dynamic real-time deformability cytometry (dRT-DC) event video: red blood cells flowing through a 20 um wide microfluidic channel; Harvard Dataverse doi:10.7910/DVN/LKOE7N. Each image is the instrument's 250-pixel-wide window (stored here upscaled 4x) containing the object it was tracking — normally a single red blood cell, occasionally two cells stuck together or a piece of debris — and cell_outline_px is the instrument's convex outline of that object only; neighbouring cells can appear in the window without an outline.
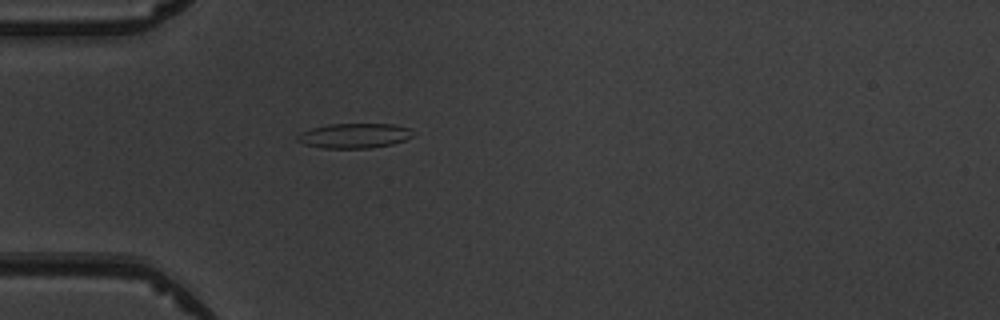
{"species": "common noctule bat (a hibernating species)", "species_latin": "Nyctalus noctula", "temperature_condition": "warm", "stored_images_in_passage": 2, "camera_frame_rate_fps": 3000, "um_per_image_px": 0.085, "animal": {"sex": "male", "body_mass_g": 19.5, "forearm_length_mm": 54.6}, "frame": {"image": 1, "passage_image": 2, "time_ms": 1.0, "image_size_px": [1000, 320], "cell_outline_px": [[412, 136], [404, 140], [392, 144], [372, 148], [324, 148], [304, 144], [296, 140], [296, 136], [300, 132], [312, 128], [328, 124], [392, 124], [408, 128]], "centroid_in_image_um": [30.06, 11.54], "position_along_channel_um": 54.9, "area_um2": 16.59}}